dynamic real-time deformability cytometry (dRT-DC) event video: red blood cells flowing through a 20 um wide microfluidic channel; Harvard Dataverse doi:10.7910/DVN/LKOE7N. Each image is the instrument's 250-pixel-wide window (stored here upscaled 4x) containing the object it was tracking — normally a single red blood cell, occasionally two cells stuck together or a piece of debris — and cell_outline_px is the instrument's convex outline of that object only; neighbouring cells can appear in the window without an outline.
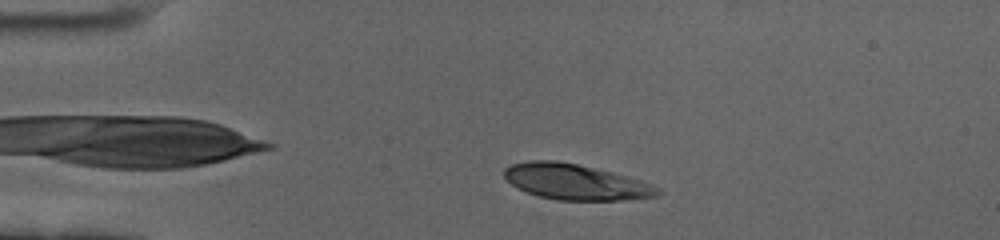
{"species": "human", "species_latin": "Homo sapiens", "temperature_condition": "cold", "stored_images_in_passage": 16, "camera_frame_rate_fps": 3000, "um_per_image_px": 0.085, "donor": {"sex": "female"}, "frame": {"image": 1, "passage_image": 6, "time_ms": 1.667, "image_size_px": [1000, 240], "cell_outline_px": [[664, 192], [660, 196], [624, 200], [560, 200], [540, 196], [528, 192], [512, 184], [504, 176], [504, 168], [512, 164], [528, 160], [556, 160], [576, 164], [612, 172], [660, 188]], "centroid_in_image_um": [48.93, 15.46], "position_along_channel_um": 36.1, "area_um2": 31.44}}
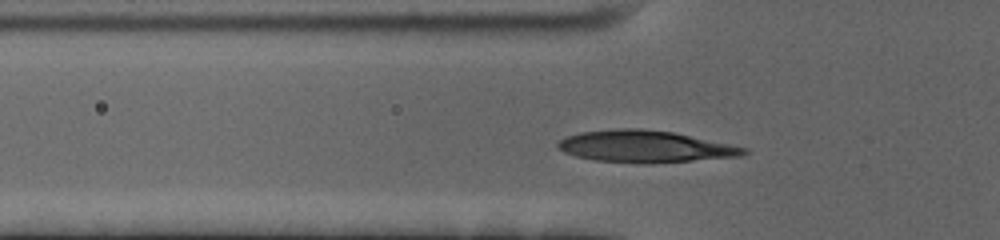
{"frame": {"image": 2, "passage_image": 13, "time_ms": 4.0, "image_size_px": [1000, 240], "cell_outline_px": [[748, 152], [740, 156], [648, 164], [640, 164], [596, 160], [576, 156], [564, 152], [556, 148], [556, 144], [564, 136], [580, 132], [616, 128], [640, 128], [672, 132], [748, 148]], "centroid_in_image_um": [54.77, 12.45], "position_along_channel_um": 71.0, "area_um2": 34.56}}
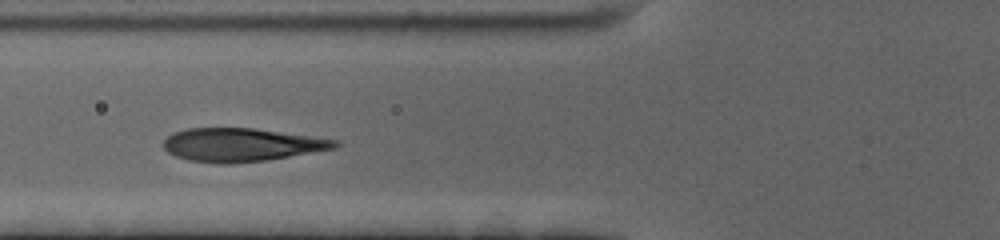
{"frame": {"image": 3, "passage_image": 16, "time_ms": 5.0, "image_size_px": [1000, 240], "cell_outline_px": [[340, 144], [336, 148], [268, 160], [232, 164], [220, 164], [188, 160], [176, 156], [168, 152], [164, 148], [164, 140], [172, 132], [188, 128], [252, 128], [340, 140]], "centroid_in_image_um": [20.53, 12.31], "position_along_channel_um": 105.3, "area_um2": 33.35}}